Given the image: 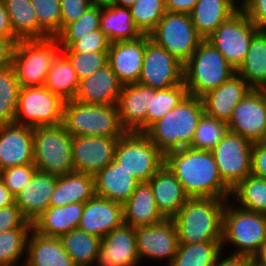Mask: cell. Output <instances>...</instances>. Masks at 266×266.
<instances>
[{
    "mask_svg": "<svg viewBox=\"0 0 266 266\" xmlns=\"http://www.w3.org/2000/svg\"><path fill=\"white\" fill-rule=\"evenodd\" d=\"M165 165L189 198L230 199L232 189L222 180L211 150L184 147L164 154Z\"/></svg>",
    "mask_w": 266,
    "mask_h": 266,
    "instance_id": "1",
    "label": "cell"
},
{
    "mask_svg": "<svg viewBox=\"0 0 266 266\" xmlns=\"http://www.w3.org/2000/svg\"><path fill=\"white\" fill-rule=\"evenodd\" d=\"M227 200L189 198L172 218L178 231L179 244L221 242Z\"/></svg>",
    "mask_w": 266,
    "mask_h": 266,
    "instance_id": "2",
    "label": "cell"
},
{
    "mask_svg": "<svg viewBox=\"0 0 266 266\" xmlns=\"http://www.w3.org/2000/svg\"><path fill=\"white\" fill-rule=\"evenodd\" d=\"M203 115L204 106L201 98L188 94L145 134L163 154L170 150L190 147Z\"/></svg>",
    "mask_w": 266,
    "mask_h": 266,
    "instance_id": "3",
    "label": "cell"
},
{
    "mask_svg": "<svg viewBox=\"0 0 266 266\" xmlns=\"http://www.w3.org/2000/svg\"><path fill=\"white\" fill-rule=\"evenodd\" d=\"M227 200L223 212L222 251L231 243L236 247L233 256L255 259L266 244V215L235 207Z\"/></svg>",
    "mask_w": 266,
    "mask_h": 266,
    "instance_id": "4",
    "label": "cell"
},
{
    "mask_svg": "<svg viewBox=\"0 0 266 266\" xmlns=\"http://www.w3.org/2000/svg\"><path fill=\"white\" fill-rule=\"evenodd\" d=\"M235 74L236 69L223 54L203 40L184 64L183 82L189 95L202 97Z\"/></svg>",
    "mask_w": 266,
    "mask_h": 266,
    "instance_id": "5",
    "label": "cell"
},
{
    "mask_svg": "<svg viewBox=\"0 0 266 266\" xmlns=\"http://www.w3.org/2000/svg\"><path fill=\"white\" fill-rule=\"evenodd\" d=\"M61 124L71 136L120 138L126 132L117 105L84 104L75 99L65 101Z\"/></svg>",
    "mask_w": 266,
    "mask_h": 266,
    "instance_id": "6",
    "label": "cell"
},
{
    "mask_svg": "<svg viewBox=\"0 0 266 266\" xmlns=\"http://www.w3.org/2000/svg\"><path fill=\"white\" fill-rule=\"evenodd\" d=\"M33 151L39 172L63 176L74 171L72 136L62 124L34 127Z\"/></svg>",
    "mask_w": 266,
    "mask_h": 266,
    "instance_id": "7",
    "label": "cell"
},
{
    "mask_svg": "<svg viewBox=\"0 0 266 266\" xmlns=\"http://www.w3.org/2000/svg\"><path fill=\"white\" fill-rule=\"evenodd\" d=\"M60 52L56 37L18 41L13 50L12 67L20 87L43 86L47 72Z\"/></svg>",
    "mask_w": 266,
    "mask_h": 266,
    "instance_id": "8",
    "label": "cell"
},
{
    "mask_svg": "<svg viewBox=\"0 0 266 266\" xmlns=\"http://www.w3.org/2000/svg\"><path fill=\"white\" fill-rule=\"evenodd\" d=\"M114 160L139 182H147L164 163V154L145 133L125 132L118 140Z\"/></svg>",
    "mask_w": 266,
    "mask_h": 266,
    "instance_id": "9",
    "label": "cell"
},
{
    "mask_svg": "<svg viewBox=\"0 0 266 266\" xmlns=\"http://www.w3.org/2000/svg\"><path fill=\"white\" fill-rule=\"evenodd\" d=\"M65 101L43 86L21 87L14 123L29 126H56L62 123Z\"/></svg>",
    "mask_w": 266,
    "mask_h": 266,
    "instance_id": "10",
    "label": "cell"
},
{
    "mask_svg": "<svg viewBox=\"0 0 266 266\" xmlns=\"http://www.w3.org/2000/svg\"><path fill=\"white\" fill-rule=\"evenodd\" d=\"M149 37L183 64L204 40L196 31L189 14L173 12L164 14Z\"/></svg>",
    "mask_w": 266,
    "mask_h": 266,
    "instance_id": "11",
    "label": "cell"
},
{
    "mask_svg": "<svg viewBox=\"0 0 266 266\" xmlns=\"http://www.w3.org/2000/svg\"><path fill=\"white\" fill-rule=\"evenodd\" d=\"M259 30L244 11H237L206 40L237 70L246 58L253 36Z\"/></svg>",
    "mask_w": 266,
    "mask_h": 266,
    "instance_id": "12",
    "label": "cell"
},
{
    "mask_svg": "<svg viewBox=\"0 0 266 266\" xmlns=\"http://www.w3.org/2000/svg\"><path fill=\"white\" fill-rule=\"evenodd\" d=\"M253 142L227 131L211 149L222 180L233 189L251 174Z\"/></svg>",
    "mask_w": 266,
    "mask_h": 266,
    "instance_id": "13",
    "label": "cell"
},
{
    "mask_svg": "<svg viewBox=\"0 0 266 266\" xmlns=\"http://www.w3.org/2000/svg\"><path fill=\"white\" fill-rule=\"evenodd\" d=\"M184 64L145 35L144 60L139 84L164 89L183 83Z\"/></svg>",
    "mask_w": 266,
    "mask_h": 266,
    "instance_id": "14",
    "label": "cell"
},
{
    "mask_svg": "<svg viewBox=\"0 0 266 266\" xmlns=\"http://www.w3.org/2000/svg\"><path fill=\"white\" fill-rule=\"evenodd\" d=\"M228 131L254 142L266 141L264 88L251 89L235 106L227 123Z\"/></svg>",
    "mask_w": 266,
    "mask_h": 266,
    "instance_id": "15",
    "label": "cell"
},
{
    "mask_svg": "<svg viewBox=\"0 0 266 266\" xmlns=\"http://www.w3.org/2000/svg\"><path fill=\"white\" fill-rule=\"evenodd\" d=\"M137 252L140 262L148 259H166L169 265L179 247L176 225L172 219L152 226L135 228Z\"/></svg>",
    "mask_w": 266,
    "mask_h": 266,
    "instance_id": "16",
    "label": "cell"
},
{
    "mask_svg": "<svg viewBox=\"0 0 266 266\" xmlns=\"http://www.w3.org/2000/svg\"><path fill=\"white\" fill-rule=\"evenodd\" d=\"M119 138L72 136L74 171L95 175L114 160Z\"/></svg>",
    "mask_w": 266,
    "mask_h": 266,
    "instance_id": "17",
    "label": "cell"
},
{
    "mask_svg": "<svg viewBox=\"0 0 266 266\" xmlns=\"http://www.w3.org/2000/svg\"><path fill=\"white\" fill-rule=\"evenodd\" d=\"M135 228L123 224L101 238L95 266H139Z\"/></svg>",
    "mask_w": 266,
    "mask_h": 266,
    "instance_id": "18",
    "label": "cell"
},
{
    "mask_svg": "<svg viewBox=\"0 0 266 266\" xmlns=\"http://www.w3.org/2000/svg\"><path fill=\"white\" fill-rule=\"evenodd\" d=\"M33 160V127L14 122L0 125V171Z\"/></svg>",
    "mask_w": 266,
    "mask_h": 266,
    "instance_id": "19",
    "label": "cell"
},
{
    "mask_svg": "<svg viewBox=\"0 0 266 266\" xmlns=\"http://www.w3.org/2000/svg\"><path fill=\"white\" fill-rule=\"evenodd\" d=\"M123 224V204L94 195L84 203L78 228L102 238Z\"/></svg>",
    "mask_w": 266,
    "mask_h": 266,
    "instance_id": "20",
    "label": "cell"
},
{
    "mask_svg": "<svg viewBox=\"0 0 266 266\" xmlns=\"http://www.w3.org/2000/svg\"><path fill=\"white\" fill-rule=\"evenodd\" d=\"M123 84L109 64L79 81L75 100L84 104L116 105Z\"/></svg>",
    "mask_w": 266,
    "mask_h": 266,
    "instance_id": "21",
    "label": "cell"
},
{
    "mask_svg": "<svg viewBox=\"0 0 266 266\" xmlns=\"http://www.w3.org/2000/svg\"><path fill=\"white\" fill-rule=\"evenodd\" d=\"M145 35L135 40L111 42L108 64L123 84L138 83L144 60Z\"/></svg>",
    "mask_w": 266,
    "mask_h": 266,
    "instance_id": "22",
    "label": "cell"
},
{
    "mask_svg": "<svg viewBox=\"0 0 266 266\" xmlns=\"http://www.w3.org/2000/svg\"><path fill=\"white\" fill-rule=\"evenodd\" d=\"M119 120L126 132H146L150 87L139 83L123 85L117 102Z\"/></svg>",
    "mask_w": 266,
    "mask_h": 266,
    "instance_id": "23",
    "label": "cell"
},
{
    "mask_svg": "<svg viewBox=\"0 0 266 266\" xmlns=\"http://www.w3.org/2000/svg\"><path fill=\"white\" fill-rule=\"evenodd\" d=\"M252 87L237 73L216 89L201 98L204 114L228 123L235 106L249 93Z\"/></svg>",
    "mask_w": 266,
    "mask_h": 266,
    "instance_id": "24",
    "label": "cell"
},
{
    "mask_svg": "<svg viewBox=\"0 0 266 266\" xmlns=\"http://www.w3.org/2000/svg\"><path fill=\"white\" fill-rule=\"evenodd\" d=\"M57 176L36 171L32 179L15 196V204L23 216L33 222L49 207Z\"/></svg>",
    "mask_w": 266,
    "mask_h": 266,
    "instance_id": "25",
    "label": "cell"
},
{
    "mask_svg": "<svg viewBox=\"0 0 266 266\" xmlns=\"http://www.w3.org/2000/svg\"><path fill=\"white\" fill-rule=\"evenodd\" d=\"M140 182L113 160L94 175L95 195L124 204Z\"/></svg>",
    "mask_w": 266,
    "mask_h": 266,
    "instance_id": "26",
    "label": "cell"
},
{
    "mask_svg": "<svg viewBox=\"0 0 266 266\" xmlns=\"http://www.w3.org/2000/svg\"><path fill=\"white\" fill-rule=\"evenodd\" d=\"M158 210L166 219H172L189 199L175 175L163 165L148 181Z\"/></svg>",
    "mask_w": 266,
    "mask_h": 266,
    "instance_id": "27",
    "label": "cell"
},
{
    "mask_svg": "<svg viewBox=\"0 0 266 266\" xmlns=\"http://www.w3.org/2000/svg\"><path fill=\"white\" fill-rule=\"evenodd\" d=\"M124 224L134 228L152 226L166 218L158 210L152 188L148 182H140L123 204Z\"/></svg>",
    "mask_w": 266,
    "mask_h": 266,
    "instance_id": "28",
    "label": "cell"
},
{
    "mask_svg": "<svg viewBox=\"0 0 266 266\" xmlns=\"http://www.w3.org/2000/svg\"><path fill=\"white\" fill-rule=\"evenodd\" d=\"M84 210V203L65 206H49L32 224V229L46 237L60 238L78 228Z\"/></svg>",
    "mask_w": 266,
    "mask_h": 266,
    "instance_id": "29",
    "label": "cell"
},
{
    "mask_svg": "<svg viewBox=\"0 0 266 266\" xmlns=\"http://www.w3.org/2000/svg\"><path fill=\"white\" fill-rule=\"evenodd\" d=\"M24 257L22 266H75L59 238L42 236L33 229L27 239Z\"/></svg>",
    "mask_w": 266,
    "mask_h": 266,
    "instance_id": "30",
    "label": "cell"
},
{
    "mask_svg": "<svg viewBox=\"0 0 266 266\" xmlns=\"http://www.w3.org/2000/svg\"><path fill=\"white\" fill-rule=\"evenodd\" d=\"M94 195V175L73 171L63 176H57L49 206L85 203Z\"/></svg>",
    "mask_w": 266,
    "mask_h": 266,
    "instance_id": "31",
    "label": "cell"
},
{
    "mask_svg": "<svg viewBox=\"0 0 266 266\" xmlns=\"http://www.w3.org/2000/svg\"><path fill=\"white\" fill-rule=\"evenodd\" d=\"M236 12L226 0H198L189 15L198 34L206 40Z\"/></svg>",
    "mask_w": 266,
    "mask_h": 266,
    "instance_id": "32",
    "label": "cell"
},
{
    "mask_svg": "<svg viewBox=\"0 0 266 266\" xmlns=\"http://www.w3.org/2000/svg\"><path fill=\"white\" fill-rule=\"evenodd\" d=\"M14 36L19 40H40L50 36L38 24L31 0H4Z\"/></svg>",
    "mask_w": 266,
    "mask_h": 266,
    "instance_id": "33",
    "label": "cell"
},
{
    "mask_svg": "<svg viewBox=\"0 0 266 266\" xmlns=\"http://www.w3.org/2000/svg\"><path fill=\"white\" fill-rule=\"evenodd\" d=\"M236 73L253 89L266 87V30L260 29L252 38L243 63Z\"/></svg>",
    "mask_w": 266,
    "mask_h": 266,
    "instance_id": "34",
    "label": "cell"
},
{
    "mask_svg": "<svg viewBox=\"0 0 266 266\" xmlns=\"http://www.w3.org/2000/svg\"><path fill=\"white\" fill-rule=\"evenodd\" d=\"M100 30L111 42L135 40L142 34L135 27L128 7L102 6Z\"/></svg>",
    "mask_w": 266,
    "mask_h": 266,
    "instance_id": "35",
    "label": "cell"
},
{
    "mask_svg": "<svg viewBox=\"0 0 266 266\" xmlns=\"http://www.w3.org/2000/svg\"><path fill=\"white\" fill-rule=\"evenodd\" d=\"M59 239L75 266H95L101 238L76 228Z\"/></svg>",
    "mask_w": 266,
    "mask_h": 266,
    "instance_id": "36",
    "label": "cell"
},
{
    "mask_svg": "<svg viewBox=\"0 0 266 266\" xmlns=\"http://www.w3.org/2000/svg\"><path fill=\"white\" fill-rule=\"evenodd\" d=\"M79 80L68 58L60 52L47 72L44 86L64 101L75 98Z\"/></svg>",
    "mask_w": 266,
    "mask_h": 266,
    "instance_id": "37",
    "label": "cell"
},
{
    "mask_svg": "<svg viewBox=\"0 0 266 266\" xmlns=\"http://www.w3.org/2000/svg\"><path fill=\"white\" fill-rule=\"evenodd\" d=\"M232 199L239 208L266 215V179L250 174L232 189Z\"/></svg>",
    "mask_w": 266,
    "mask_h": 266,
    "instance_id": "38",
    "label": "cell"
},
{
    "mask_svg": "<svg viewBox=\"0 0 266 266\" xmlns=\"http://www.w3.org/2000/svg\"><path fill=\"white\" fill-rule=\"evenodd\" d=\"M221 252V242L179 244L168 266H213Z\"/></svg>",
    "mask_w": 266,
    "mask_h": 266,
    "instance_id": "39",
    "label": "cell"
},
{
    "mask_svg": "<svg viewBox=\"0 0 266 266\" xmlns=\"http://www.w3.org/2000/svg\"><path fill=\"white\" fill-rule=\"evenodd\" d=\"M187 95L188 91L184 82L164 89L150 87V107H148L146 115V131L175 108Z\"/></svg>",
    "mask_w": 266,
    "mask_h": 266,
    "instance_id": "40",
    "label": "cell"
},
{
    "mask_svg": "<svg viewBox=\"0 0 266 266\" xmlns=\"http://www.w3.org/2000/svg\"><path fill=\"white\" fill-rule=\"evenodd\" d=\"M20 88L12 66L0 69V125L14 122Z\"/></svg>",
    "mask_w": 266,
    "mask_h": 266,
    "instance_id": "41",
    "label": "cell"
},
{
    "mask_svg": "<svg viewBox=\"0 0 266 266\" xmlns=\"http://www.w3.org/2000/svg\"><path fill=\"white\" fill-rule=\"evenodd\" d=\"M129 10L142 35H149L167 12L165 0H136Z\"/></svg>",
    "mask_w": 266,
    "mask_h": 266,
    "instance_id": "42",
    "label": "cell"
},
{
    "mask_svg": "<svg viewBox=\"0 0 266 266\" xmlns=\"http://www.w3.org/2000/svg\"><path fill=\"white\" fill-rule=\"evenodd\" d=\"M31 230L12 229L0 232V266H18V261L26 255Z\"/></svg>",
    "mask_w": 266,
    "mask_h": 266,
    "instance_id": "43",
    "label": "cell"
},
{
    "mask_svg": "<svg viewBox=\"0 0 266 266\" xmlns=\"http://www.w3.org/2000/svg\"><path fill=\"white\" fill-rule=\"evenodd\" d=\"M102 7L91 6L79 19L68 24L57 36L60 48L70 47L76 40L99 29Z\"/></svg>",
    "mask_w": 266,
    "mask_h": 266,
    "instance_id": "44",
    "label": "cell"
},
{
    "mask_svg": "<svg viewBox=\"0 0 266 266\" xmlns=\"http://www.w3.org/2000/svg\"><path fill=\"white\" fill-rule=\"evenodd\" d=\"M227 131V123L204 114L198 122L190 148L197 150H211Z\"/></svg>",
    "mask_w": 266,
    "mask_h": 266,
    "instance_id": "45",
    "label": "cell"
},
{
    "mask_svg": "<svg viewBox=\"0 0 266 266\" xmlns=\"http://www.w3.org/2000/svg\"><path fill=\"white\" fill-rule=\"evenodd\" d=\"M38 24L50 36L56 37L62 31L60 0H31Z\"/></svg>",
    "mask_w": 266,
    "mask_h": 266,
    "instance_id": "46",
    "label": "cell"
},
{
    "mask_svg": "<svg viewBox=\"0 0 266 266\" xmlns=\"http://www.w3.org/2000/svg\"><path fill=\"white\" fill-rule=\"evenodd\" d=\"M70 61L78 80L91 76L98 69L108 64L107 51L77 52L61 51Z\"/></svg>",
    "mask_w": 266,
    "mask_h": 266,
    "instance_id": "47",
    "label": "cell"
},
{
    "mask_svg": "<svg viewBox=\"0 0 266 266\" xmlns=\"http://www.w3.org/2000/svg\"><path fill=\"white\" fill-rule=\"evenodd\" d=\"M37 171L34 164H26L21 166H15L6 168L0 171V179L3 181L9 191L16 196L30 181Z\"/></svg>",
    "mask_w": 266,
    "mask_h": 266,
    "instance_id": "48",
    "label": "cell"
},
{
    "mask_svg": "<svg viewBox=\"0 0 266 266\" xmlns=\"http://www.w3.org/2000/svg\"><path fill=\"white\" fill-rule=\"evenodd\" d=\"M111 45L109 38L99 29L93 30L76 40L70 47L61 51L97 52L108 51Z\"/></svg>",
    "mask_w": 266,
    "mask_h": 266,
    "instance_id": "49",
    "label": "cell"
},
{
    "mask_svg": "<svg viewBox=\"0 0 266 266\" xmlns=\"http://www.w3.org/2000/svg\"><path fill=\"white\" fill-rule=\"evenodd\" d=\"M12 229H32L16 204L0 208V232Z\"/></svg>",
    "mask_w": 266,
    "mask_h": 266,
    "instance_id": "50",
    "label": "cell"
},
{
    "mask_svg": "<svg viewBox=\"0 0 266 266\" xmlns=\"http://www.w3.org/2000/svg\"><path fill=\"white\" fill-rule=\"evenodd\" d=\"M91 6L89 0H60L62 30L79 19Z\"/></svg>",
    "mask_w": 266,
    "mask_h": 266,
    "instance_id": "51",
    "label": "cell"
},
{
    "mask_svg": "<svg viewBox=\"0 0 266 266\" xmlns=\"http://www.w3.org/2000/svg\"><path fill=\"white\" fill-rule=\"evenodd\" d=\"M251 174L266 179V141L253 143Z\"/></svg>",
    "mask_w": 266,
    "mask_h": 266,
    "instance_id": "52",
    "label": "cell"
},
{
    "mask_svg": "<svg viewBox=\"0 0 266 266\" xmlns=\"http://www.w3.org/2000/svg\"><path fill=\"white\" fill-rule=\"evenodd\" d=\"M244 12L257 28L266 30V0H248Z\"/></svg>",
    "mask_w": 266,
    "mask_h": 266,
    "instance_id": "53",
    "label": "cell"
},
{
    "mask_svg": "<svg viewBox=\"0 0 266 266\" xmlns=\"http://www.w3.org/2000/svg\"><path fill=\"white\" fill-rule=\"evenodd\" d=\"M0 37L11 39L15 44L19 41L14 36L4 0H0Z\"/></svg>",
    "mask_w": 266,
    "mask_h": 266,
    "instance_id": "54",
    "label": "cell"
},
{
    "mask_svg": "<svg viewBox=\"0 0 266 266\" xmlns=\"http://www.w3.org/2000/svg\"><path fill=\"white\" fill-rule=\"evenodd\" d=\"M15 43L8 38L0 37V69L12 66Z\"/></svg>",
    "mask_w": 266,
    "mask_h": 266,
    "instance_id": "55",
    "label": "cell"
},
{
    "mask_svg": "<svg viewBox=\"0 0 266 266\" xmlns=\"http://www.w3.org/2000/svg\"><path fill=\"white\" fill-rule=\"evenodd\" d=\"M198 0H165L167 12L190 14Z\"/></svg>",
    "mask_w": 266,
    "mask_h": 266,
    "instance_id": "56",
    "label": "cell"
},
{
    "mask_svg": "<svg viewBox=\"0 0 266 266\" xmlns=\"http://www.w3.org/2000/svg\"><path fill=\"white\" fill-rule=\"evenodd\" d=\"M222 254L216 259L213 266H249V264L254 260L253 258L246 256H233L229 255L226 258H221Z\"/></svg>",
    "mask_w": 266,
    "mask_h": 266,
    "instance_id": "57",
    "label": "cell"
},
{
    "mask_svg": "<svg viewBox=\"0 0 266 266\" xmlns=\"http://www.w3.org/2000/svg\"><path fill=\"white\" fill-rule=\"evenodd\" d=\"M15 204V196L0 179V208Z\"/></svg>",
    "mask_w": 266,
    "mask_h": 266,
    "instance_id": "58",
    "label": "cell"
},
{
    "mask_svg": "<svg viewBox=\"0 0 266 266\" xmlns=\"http://www.w3.org/2000/svg\"><path fill=\"white\" fill-rule=\"evenodd\" d=\"M262 266H266V244L263 246L260 254L255 258Z\"/></svg>",
    "mask_w": 266,
    "mask_h": 266,
    "instance_id": "59",
    "label": "cell"
},
{
    "mask_svg": "<svg viewBox=\"0 0 266 266\" xmlns=\"http://www.w3.org/2000/svg\"><path fill=\"white\" fill-rule=\"evenodd\" d=\"M136 0H113L114 5L120 6V7H130L135 3Z\"/></svg>",
    "mask_w": 266,
    "mask_h": 266,
    "instance_id": "60",
    "label": "cell"
},
{
    "mask_svg": "<svg viewBox=\"0 0 266 266\" xmlns=\"http://www.w3.org/2000/svg\"><path fill=\"white\" fill-rule=\"evenodd\" d=\"M92 6H110L113 0H89Z\"/></svg>",
    "mask_w": 266,
    "mask_h": 266,
    "instance_id": "61",
    "label": "cell"
},
{
    "mask_svg": "<svg viewBox=\"0 0 266 266\" xmlns=\"http://www.w3.org/2000/svg\"><path fill=\"white\" fill-rule=\"evenodd\" d=\"M238 2H240L239 4V11H244L246 9L248 0H239Z\"/></svg>",
    "mask_w": 266,
    "mask_h": 266,
    "instance_id": "62",
    "label": "cell"
},
{
    "mask_svg": "<svg viewBox=\"0 0 266 266\" xmlns=\"http://www.w3.org/2000/svg\"><path fill=\"white\" fill-rule=\"evenodd\" d=\"M229 4H231L237 11H239V3L236 0H226ZM238 3V4H237Z\"/></svg>",
    "mask_w": 266,
    "mask_h": 266,
    "instance_id": "63",
    "label": "cell"
},
{
    "mask_svg": "<svg viewBox=\"0 0 266 266\" xmlns=\"http://www.w3.org/2000/svg\"><path fill=\"white\" fill-rule=\"evenodd\" d=\"M249 266H262L258 261L255 259L249 264Z\"/></svg>",
    "mask_w": 266,
    "mask_h": 266,
    "instance_id": "64",
    "label": "cell"
},
{
    "mask_svg": "<svg viewBox=\"0 0 266 266\" xmlns=\"http://www.w3.org/2000/svg\"><path fill=\"white\" fill-rule=\"evenodd\" d=\"M264 98H265V104H266V87H264Z\"/></svg>",
    "mask_w": 266,
    "mask_h": 266,
    "instance_id": "65",
    "label": "cell"
}]
</instances>
